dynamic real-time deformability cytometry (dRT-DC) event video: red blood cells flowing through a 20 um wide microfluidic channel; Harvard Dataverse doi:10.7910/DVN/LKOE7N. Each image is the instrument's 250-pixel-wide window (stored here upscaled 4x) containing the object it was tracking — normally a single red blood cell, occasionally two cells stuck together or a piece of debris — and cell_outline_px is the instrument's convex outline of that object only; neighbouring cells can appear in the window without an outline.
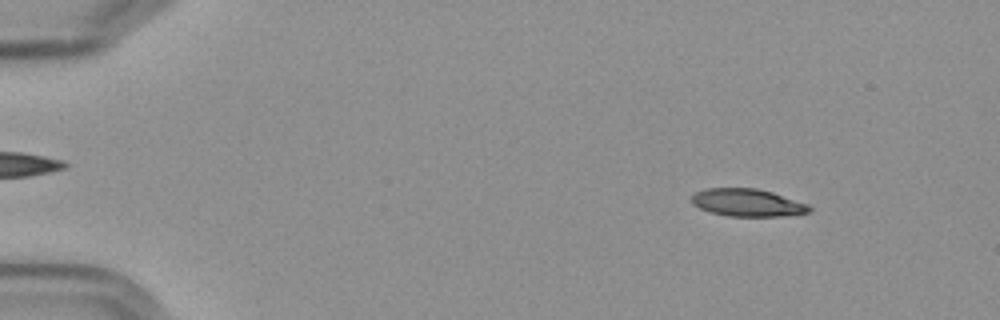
{"species": "Egyptian fruit bat (a non-hibernating species)", "species_latin": "Rousettus aegyptiacus", "temperature_condition": "cold", "stored_images_in_passage": 57, "camera_frame_rate_fps": 3000, "um_per_image_px": 0.085, "frame": {"image": 1, "passage_image": 7, "time_ms": 2.0, "image_size_px": [1000, 320], "cell_outline_px": [[812, 208], [808, 212], [784, 216], [728, 216], [712, 212], [700, 208], [692, 204], [692, 196], [696, 192], [704, 188], [756, 188], [772, 192], [808, 204]], "centroid_in_image_um": [63.52, 17.22], "position_along_channel_um": 21.5, "area_um2": 18.79}}
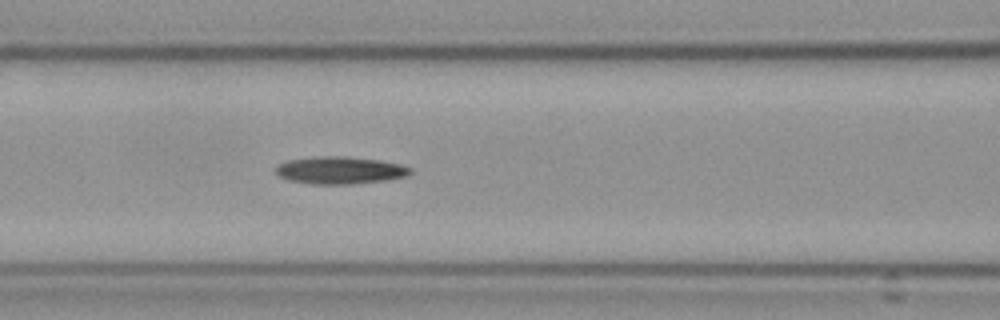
{"frame": {"image": 2, "passage_image": 25, "time_ms": 8.0, "image_size_px": [1000, 320], "cell_outline_px": [[412, 172], [408, 176], [384, 180], [348, 184], [312, 184], [292, 180], [280, 176], [276, 172], [276, 164], [288, 160], [316, 156], [348, 156], [380, 160], [400, 164], [412, 168]], "centroid_in_image_um": [28.92, 14.46], "position_along_channel_um": 137.7, "area_um2": 21.44}}
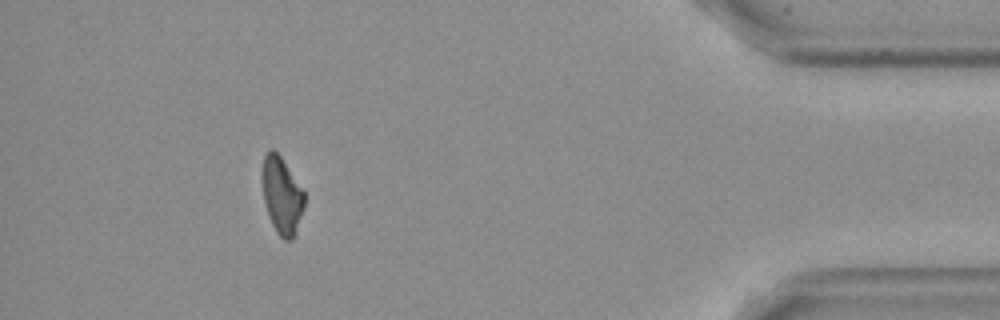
{"frame": {"image": 3, "passage_image": 52, "time_ms": 17.0, "image_size_px": [1000, 320], "cell_outline_px": [[304, 204], [292, 240], [284, 240], [276, 232], [272, 224], [264, 200], [264, 156], [272, 148], [280, 156], [304, 192]], "centroid_in_image_um": [23.97, 16.64], "position_along_channel_um": 411.2, "area_um2": 17.86}}